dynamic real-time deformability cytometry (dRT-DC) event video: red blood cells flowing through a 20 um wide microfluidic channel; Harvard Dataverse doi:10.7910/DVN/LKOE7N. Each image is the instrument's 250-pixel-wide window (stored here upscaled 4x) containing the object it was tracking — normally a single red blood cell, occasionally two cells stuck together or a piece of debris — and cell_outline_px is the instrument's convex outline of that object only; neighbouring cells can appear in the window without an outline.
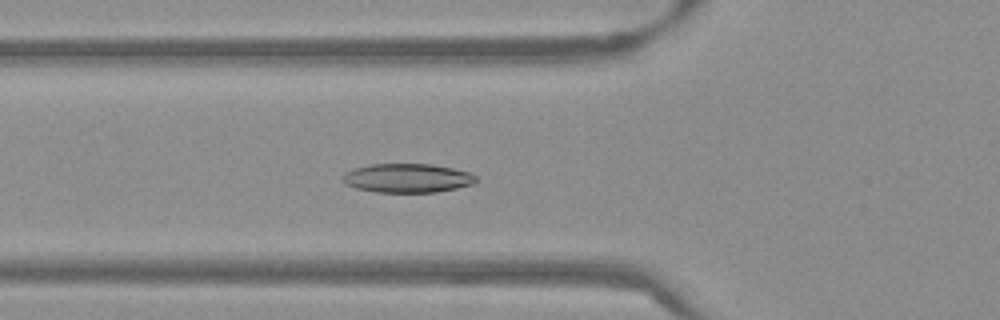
{"species": "Egyptian fruit bat (a non-hibernating species)", "species_latin": "Rousettus aegyptiacus", "temperature_condition": "warm", "stored_images_in_passage": 52, "camera_frame_rate_fps": 3000, "um_per_image_px": 0.085, "frame": {"image": 1, "passage_image": 18, "time_ms": 5.667, "image_size_px": [1000, 320], "cell_outline_px": [[476, 180], [472, 184], [456, 188], [436, 192], [376, 192], [356, 188], [344, 184], [340, 180], [340, 176], [344, 172], [368, 164], [432, 164], [452, 168], [468, 172], [476, 176]], "centroid_in_image_um": [34.55, 15.13], "position_along_channel_um": 91.2, "area_um2": 22.6}}
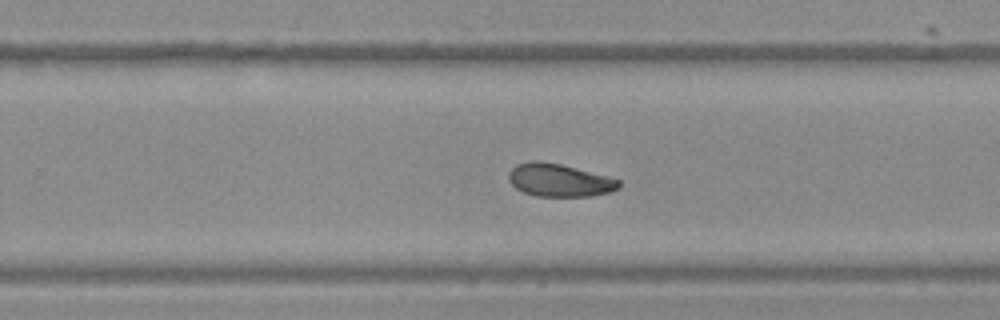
{"frame": {"image": 2, "passage_image": 33, "time_ms": 10.667, "image_size_px": [1000, 320], "cell_outline_px": [[620, 188], [612, 192], [592, 196], [536, 196], [524, 192], [516, 188], [508, 180], [508, 172], [516, 164], [532, 160], [536, 160], [560, 164], [608, 176], [620, 180]], "centroid_in_image_um": [47.55, 15.32], "position_along_channel_um": 282.3, "area_um2": 21.21}}
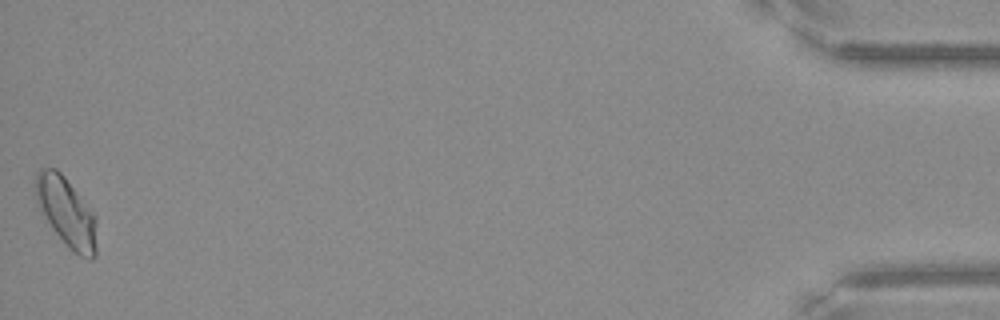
{"frame": {"image": 3, "passage_image": 52, "time_ms": 17.0, "image_size_px": [1000, 320], "cell_outline_px": [[96, 256], [92, 260], [88, 260], [80, 256], [68, 248], [52, 228], [36, 204], [36, 172], [40, 168], [56, 168], [64, 176], [96, 216]], "centroid_in_image_um": [5.65, 18.06], "position_along_channel_um": 429.5, "area_um2": 24.62}, "authors_computed_cell_mechanics": {"area_um2": 21.8195, "velocity_mm_per_s": 3.8191, "shape_relaxation_time_tau1_ms": 9.2254, "shape_relaxation_time_tau2_ms": null, "deformation_change_tau1": 0.189, "deformation_change_tau2": null}}